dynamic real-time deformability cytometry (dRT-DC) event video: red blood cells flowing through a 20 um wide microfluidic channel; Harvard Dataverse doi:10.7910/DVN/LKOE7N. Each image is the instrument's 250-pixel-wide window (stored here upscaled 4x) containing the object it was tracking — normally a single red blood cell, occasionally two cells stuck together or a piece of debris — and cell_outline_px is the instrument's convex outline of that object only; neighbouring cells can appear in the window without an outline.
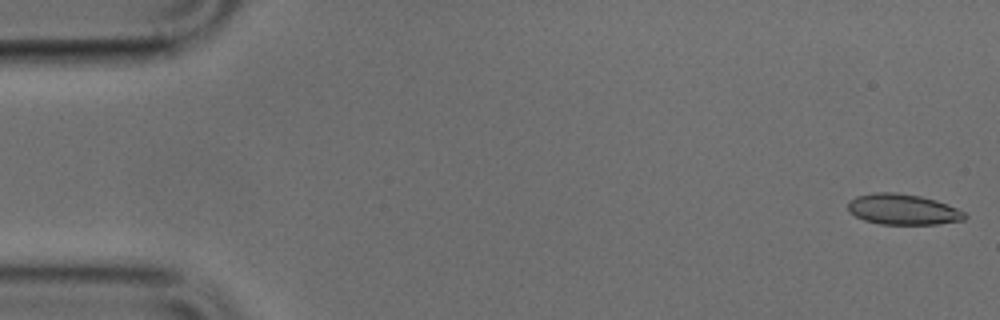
{"species": "common noctule bat (a hibernating species)", "species_latin": "Nyctalus noctula", "temperature_condition": "cold", "stored_images_in_passage": 10, "camera_frame_rate_fps": 3000, "um_per_image_px": 0.085, "animal": {"sex": "male", "body_mass_g": 17.9, "forearm_length_mm": 54.2}, "frame": {"image": 1, "passage_image": 1, "time_ms": 0.0, "image_size_px": [1000, 320], "cell_outline_px": [[968, 216], [964, 220], [936, 224], [880, 224], [864, 220], [848, 212], [848, 200], [856, 196], [876, 192], [896, 192], [920, 196], [936, 200], [948, 204], [964, 212]], "centroid_in_image_um": [76.73, 17.79], "position_along_channel_um": 8.3, "area_um2": 20.98}}